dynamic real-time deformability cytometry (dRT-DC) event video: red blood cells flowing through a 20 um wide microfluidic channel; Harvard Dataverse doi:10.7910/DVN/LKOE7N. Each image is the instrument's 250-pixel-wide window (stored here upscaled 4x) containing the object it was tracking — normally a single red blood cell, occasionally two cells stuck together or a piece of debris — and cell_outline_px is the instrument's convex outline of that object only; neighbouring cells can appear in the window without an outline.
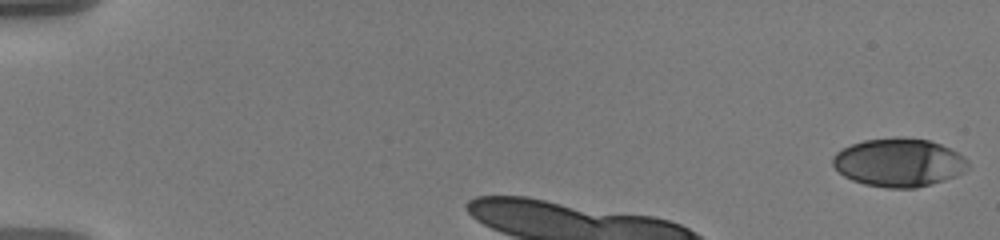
{"species": "human", "species_latin": "Homo sapiens", "temperature_condition": "warm", "stored_images_in_passage": 11, "camera_frame_rate_fps": 3000, "um_per_image_px": 0.085, "donor": {"sex": "male"}, "frame": {"image": 1, "passage_image": 1, "time_ms": 0.0, "image_size_px": [1000, 240], "cell_outline_px": [[968, 168], [964, 172], [956, 176], [944, 180], [916, 188], [888, 188], [864, 184], [852, 180], [844, 176], [832, 164], [832, 156], [836, 152], [852, 144], [864, 140], [896, 136], [900, 136], [928, 140], [940, 144], [964, 156], [968, 160]], "centroid_in_image_um": [76.4, 13.81], "position_along_channel_um": 8.6, "area_um2": 38.21}}
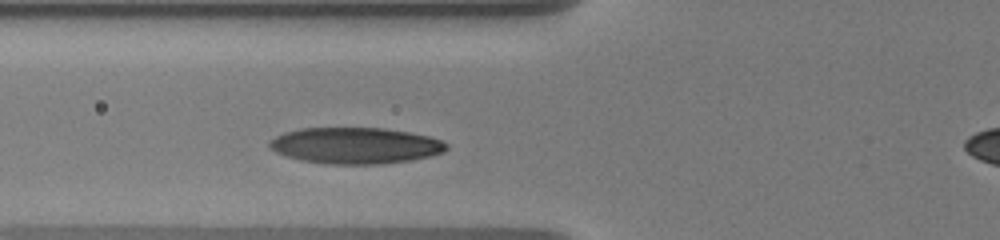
{"frame": {"image": 2, "passage_image": 11, "time_ms": 3.333, "image_size_px": [1000, 240], "cell_outline_px": [[448, 148], [444, 152], [412, 160], [380, 164], [328, 164], [300, 160], [276, 152], [268, 144], [268, 140], [284, 132], [300, 128], [384, 128], [408, 132], [428, 136], [440, 140], [448, 144]], "centroid_in_image_um": [30.2, 12.37], "position_along_channel_um": 95.6, "area_um2": 37.34}}